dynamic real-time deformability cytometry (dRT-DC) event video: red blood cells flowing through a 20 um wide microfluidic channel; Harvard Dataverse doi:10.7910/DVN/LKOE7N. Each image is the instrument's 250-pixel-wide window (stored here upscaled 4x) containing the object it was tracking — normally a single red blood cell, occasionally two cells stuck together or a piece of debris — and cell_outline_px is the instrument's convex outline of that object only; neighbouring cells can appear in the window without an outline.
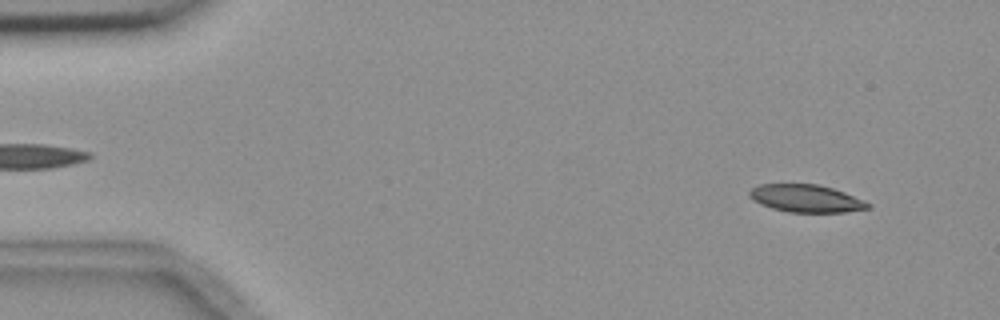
{"species": "common noctule bat (a hibernating species)", "species_latin": "Nyctalus noctula", "temperature_condition": "room temperature", "stored_images_in_passage": 4, "camera_frame_rate_fps": 3000, "um_per_image_px": 0.085, "animal": {"sex": "female", "body_mass_g": 18.4}, "frame": {"image": 1, "passage_image": 1, "time_ms": 0.0, "image_size_px": [1000, 320], "cell_outline_px": [[872, 208], [844, 212], [788, 212], [772, 208], [760, 204], [752, 200], [748, 196], [748, 192], [752, 188], [760, 184], [820, 184], [844, 192], [864, 200], [872, 204]], "centroid_in_image_um": [68.52, 16.87], "position_along_channel_um": 16.5, "area_um2": 19.19}}
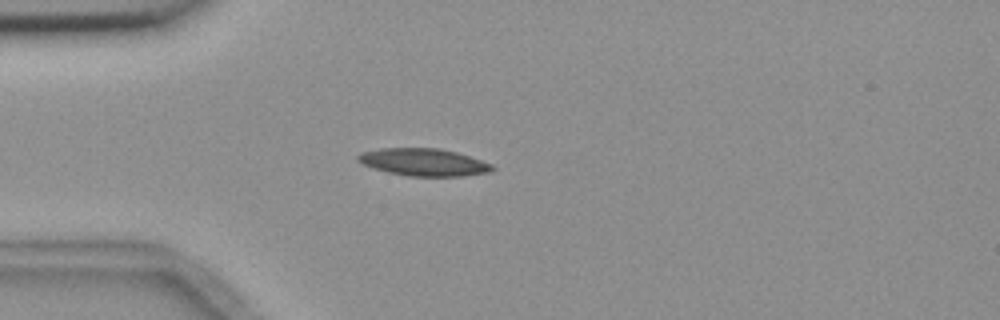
{"frame": {"image": 2, "passage_image": 4, "time_ms": 3.333, "image_size_px": [1000, 320], "cell_outline_px": [[496, 168], [488, 172], [460, 176], [408, 176], [388, 172], [372, 168], [356, 160], [356, 156], [360, 152], [380, 148], [440, 148], [456, 152], [492, 164]], "centroid_in_image_um": [35.96, 13.78], "position_along_channel_um": 49.0, "area_um2": 21.39}}